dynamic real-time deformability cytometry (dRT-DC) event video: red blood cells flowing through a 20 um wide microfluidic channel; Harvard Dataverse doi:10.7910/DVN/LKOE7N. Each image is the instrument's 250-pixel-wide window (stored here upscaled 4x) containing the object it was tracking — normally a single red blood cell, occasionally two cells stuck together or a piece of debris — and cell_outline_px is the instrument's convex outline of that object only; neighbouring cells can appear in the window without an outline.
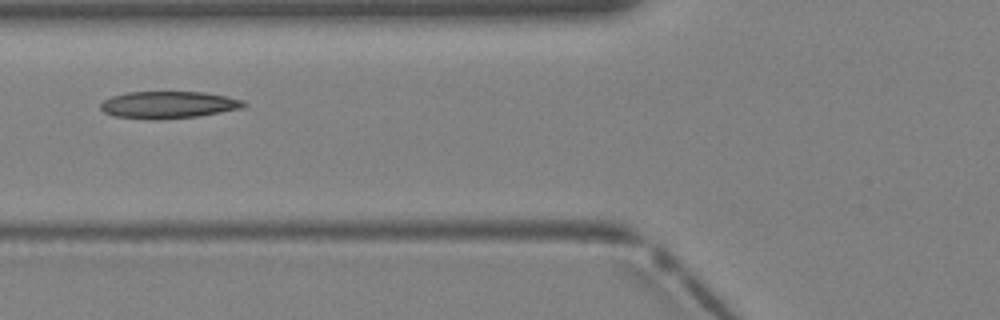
{"species": "Egyptian fruit bat (a non-hibernating species)", "species_latin": "Rousettus aegyptiacus", "temperature_condition": "warm", "stored_images_in_passage": 3, "camera_frame_rate_fps": 3000, "um_per_image_px": 0.085, "animal": {"sex": "female"}, "frame": {"image": 1, "passage_image": 3, "time_ms": 0.667, "image_size_px": [1000, 320], "cell_outline_px": [[248, 104], [244, 108], [196, 116], [152, 120], [112, 116], [104, 112], [100, 108], [100, 104], [104, 100], [112, 96], [128, 92], [204, 92], [244, 100]], "centroid_in_image_um": [14.3, 8.91], "position_along_channel_um": 111.5, "area_um2": 22.6}}